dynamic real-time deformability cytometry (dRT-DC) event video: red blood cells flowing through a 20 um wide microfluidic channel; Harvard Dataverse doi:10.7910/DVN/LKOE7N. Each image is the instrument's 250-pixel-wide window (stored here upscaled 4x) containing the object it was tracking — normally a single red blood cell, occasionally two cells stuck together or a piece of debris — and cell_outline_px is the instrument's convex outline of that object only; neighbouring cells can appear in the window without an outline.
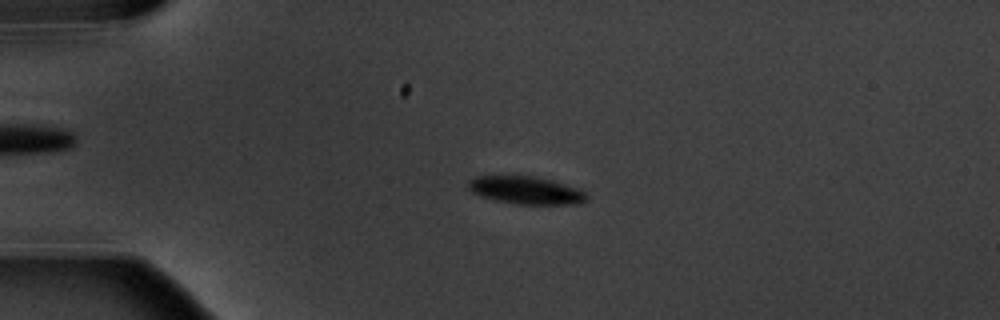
{"species": "common noctule bat (a hibernating species)", "species_latin": "Nyctalus noctula", "temperature_condition": "warm", "stored_images_in_passage": 6, "camera_frame_rate_fps": 3000, "um_per_image_px": 0.085, "animal": {"sex": "male", "body_mass_g": 20.1, "forearm_length_mm": 53.5}, "frame": {"image": 1, "passage_image": 5, "time_ms": 4.667, "image_size_px": [1000, 320], "cell_outline_px": [[588, 200], [580, 204], [516, 204], [496, 200], [480, 196], [472, 192], [468, 188], [468, 180], [476, 176], [536, 176], [552, 180], [588, 192]], "centroid_in_image_um": [44.73, 16.17], "position_along_channel_um": 40.3, "area_um2": 19.25}}